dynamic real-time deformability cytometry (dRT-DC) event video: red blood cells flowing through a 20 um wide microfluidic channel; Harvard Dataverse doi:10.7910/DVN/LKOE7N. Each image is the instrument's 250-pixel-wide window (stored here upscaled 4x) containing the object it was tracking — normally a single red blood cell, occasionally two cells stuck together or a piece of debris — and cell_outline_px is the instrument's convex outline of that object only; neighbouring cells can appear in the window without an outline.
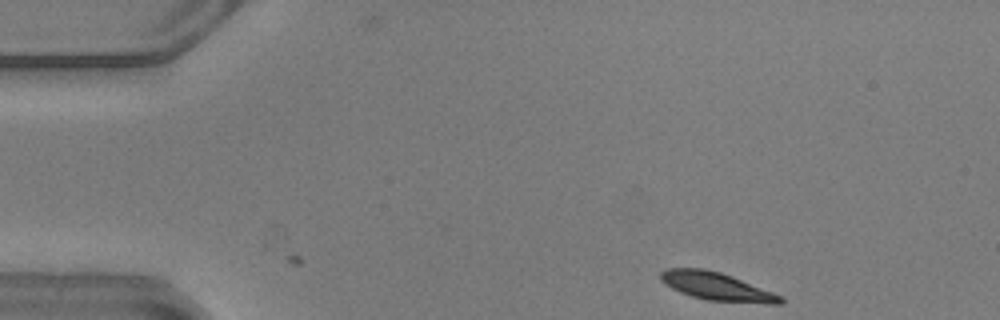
{"species": "common noctule bat (a hibernating species)", "species_latin": "Nyctalus noctula", "temperature_condition": "warm", "stored_images_in_passage": 46, "camera_frame_rate_fps": 3000, "um_per_image_px": 0.085, "animal": {"sex": "male", "body_mass_g": 20.5, "forearm_length_mm": 52.5}, "frame": {"image": 1, "passage_image": 1, "time_ms": 0.0, "image_size_px": [1000, 320], "cell_outline_px": [[784, 300], [780, 304], [768, 304], [708, 300], [692, 296], [680, 292], [664, 284], [660, 280], [660, 272], [664, 268], [704, 268], [720, 272], [732, 276], [784, 296]], "centroid_in_image_um": [60.93, 24.34], "position_along_channel_um": 24.1, "area_um2": 19.71}}
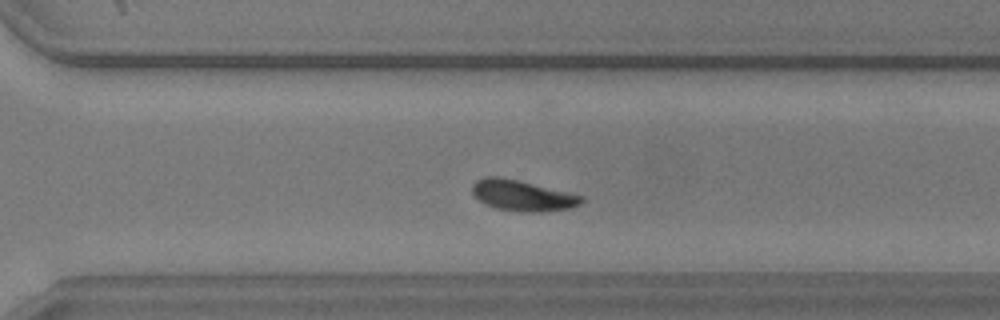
{"frame": {"image": 2, "passage_image": 31, "time_ms": 10.0, "image_size_px": [1000, 320], "cell_outline_px": [[584, 200], [580, 204], [572, 208], [540, 212], [520, 212], [496, 208], [484, 204], [472, 192], [472, 184], [476, 180], [484, 176], [496, 176], [520, 180], [584, 196]], "centroid_in_image_um": [44.41, 16.61], "position_along_channel_um": 326.2, "area_um2": 19.77}}
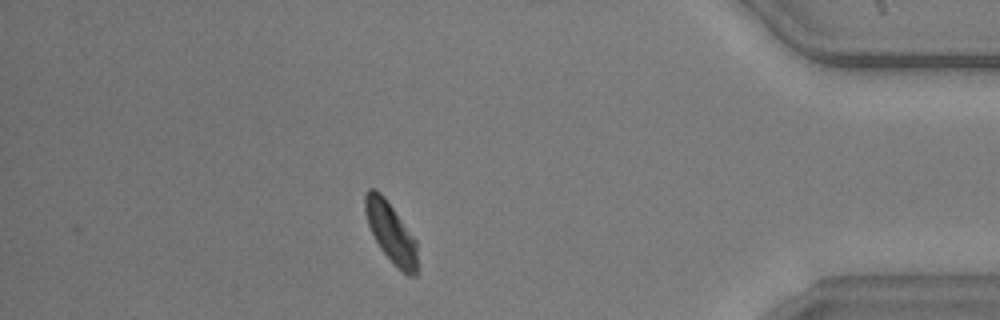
{"frame": {"image": 3, "passage_image": 40, "time_ms": 13.0, "image_size_px": [1000, 320], "cell_outline_px": [[420, 268], [416, 276], [408, 276], [380, 248], [368, 224], [364, 208], [364, 196], [368, 188], [376, 188], [384, 196], [416, 240]], "centroid_in_image_um": [33.26, 19.76], "position_along_channel_um": 401.9, "area_um2": 18.26}, "authors_computed_cell_mechanics": {"area_um2": 19.9699, "velocity_mm_per_s": 3.8164, "shape_relaxation_time_tau1_ms": 2.0054, "shape_relaxation_time_tau2_ms": null, "deformation_change_tau1": 0.1296, "deformation_change_tau2": null}}